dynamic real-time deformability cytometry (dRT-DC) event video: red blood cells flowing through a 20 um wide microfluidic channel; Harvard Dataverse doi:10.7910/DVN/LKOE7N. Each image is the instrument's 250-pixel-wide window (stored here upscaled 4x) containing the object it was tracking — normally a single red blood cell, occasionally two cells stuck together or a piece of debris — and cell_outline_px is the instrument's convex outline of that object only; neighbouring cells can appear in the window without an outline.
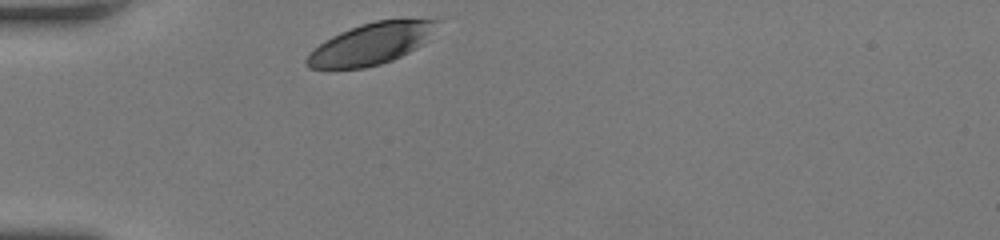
{"species": "human", "species_latin": "Homo sapiens", "temperature_condition": "room temperature", "stored_images_in_passage": 28, "camera_frame_rate_fps": 3000, "um_per_image_px": 0.085, "donor": {"sex": "female"}, "frame": {"image": 1, "passage_image": 1, "time_ms": 0.0, "image_size_px": [1000, 240], "cell_outline_px": [[436, 20], [424, 44], [392, 60], [380, 64], [364, 68], [308, 68], [304, 64], [304, 60], [324, 40], [340, 32], [360, 24], [376, 20]], "centroid_in_image_um": [31.45, 3.75], "position_along_channel_um": 53.6, "area_um2": 30.58}}
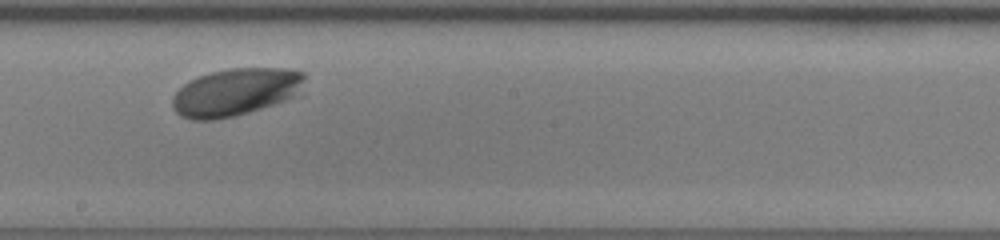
{"frame": {"image": 2, "passage_image": 16, "time_ms": 5.0, "image_size_px": [1000, 240], "cell_outline_px": [[304, 80], [292, 96], [284, 100], [248, 112], [232, 116], [212, 120], [192, 120], [180, 116], [172, 108], [172, 96], [184, 84], [200, 76], [212, 72], [232, 68], [288, 68], [304, 72]], "centroid_in_image_um": [19.96, 7.82], "position_along_channel_um": 228.2, "area_um2": 35.95}}
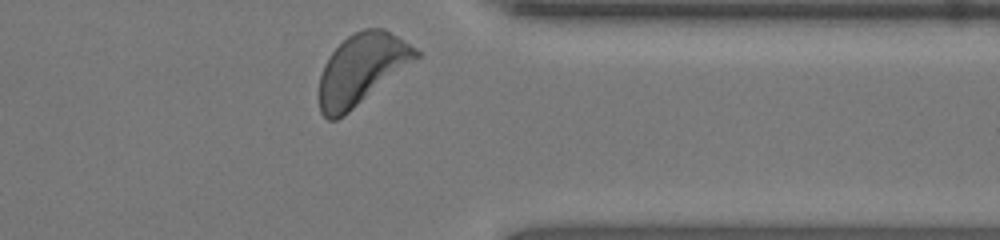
{"frame": {"image": 3, "passage_image": 28, "time_ms": 9.0, "image_size_px": [1000, 240], "cell_outline_px": [[420, 56], [344, 116], [336, 120], [328, 120], [320, 112], [320, 76], [324, 64], [332, 52], [348, 36], [364, 28], [384, 28], [416, 48], [420, 52]], "centroid_in_image_um": [30.73, 5.88], "position_along_channel_um": 380.7, "area_um2": 39.25}, "authors_computed_cell_mechanics": {"area_um2": 36.2695, "velocity_mm_per_s": 3.8943, "shape_relaxation_time_tau1_ms": 1.159, "shape_relaxation_time_tau2_ms": null, "deformation_change_tau1": 0.0852, "deformation_change_tau2": null}}